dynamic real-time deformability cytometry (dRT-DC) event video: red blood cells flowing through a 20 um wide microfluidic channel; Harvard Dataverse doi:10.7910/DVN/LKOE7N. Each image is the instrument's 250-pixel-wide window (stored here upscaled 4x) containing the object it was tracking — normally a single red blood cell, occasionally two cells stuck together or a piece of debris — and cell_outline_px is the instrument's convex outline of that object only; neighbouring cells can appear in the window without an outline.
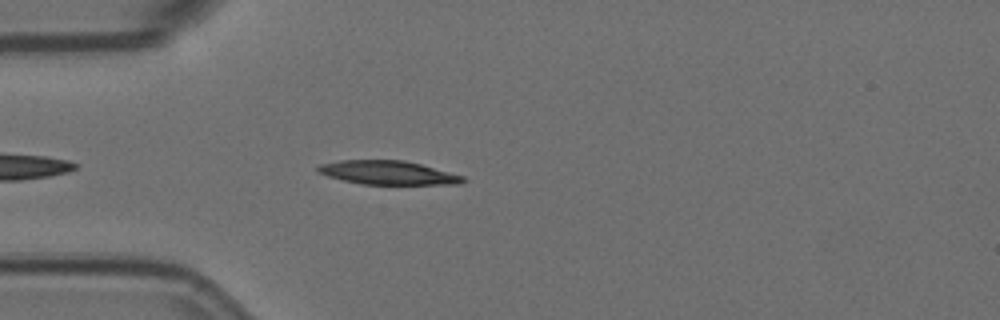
{"species": "Egyptian fruit bat (a non-hibernating species)", "species_latin": "Rousettus aegyptiacus", "temperature_condition": "room temperature", "stored_images_in_passage": 5, "camera_frame_rate_fps": 3000, "um_per_image_px": 0.085, "animal": {"sex": "female"}, "frame": {"image": 1, "passage_image": 5, "time_ms": 1.333, "image_size_px": [1000, 320], "cell_outline_px": [[468, 180], [460, 184], [360, 184], [328, 176], [316, 172], [316, 168], [320, 164], [340, 160], [404, 160], [420, 164], [464, 176]], "centroid_in_image_um": [32.97, 14.68], "position_along_channel_um": 52.0, "area_um2": 20.06}}